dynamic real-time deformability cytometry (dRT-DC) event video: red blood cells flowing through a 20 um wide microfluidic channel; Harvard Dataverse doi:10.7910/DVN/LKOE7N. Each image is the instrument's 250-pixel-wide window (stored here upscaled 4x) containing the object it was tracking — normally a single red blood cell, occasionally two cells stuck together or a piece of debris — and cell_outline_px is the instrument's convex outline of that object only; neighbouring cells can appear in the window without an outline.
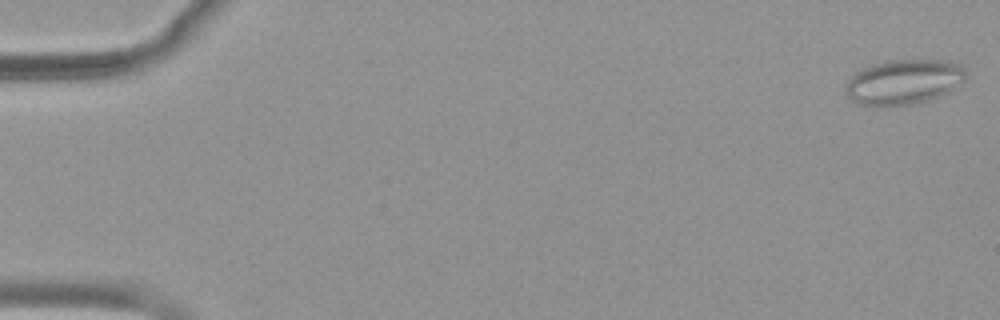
{"species": "common noctule bat (a hibernating species)", "species_latin": "Nyctalus noctula", "temperature_condition": "warm", "stored_images_in_passage": 54, "camera_frame_rate_fps": 3000, "um_per_image_px": 0.085, "animal": {"sex": "female", "body_mass_g": 19.9}, "frame": {"image": 1, "passage_image": 1, "time_ms": 0.0, "image_size_px": [1000, 320], "cell_outline_px": [[964, 80], [948, 92], [940, 96], [928, 100], [888, 108], [872, 108], [860, 104], [852, 100], [844, 92], [844, 88], [848, 80], [856, 72], [872, 64], [888, 60], [948, 60], [964, 68]], "centroid_in_image_um": [76.75, 6.99], "position_along_channel_um": 8.3, "area_um2": 31.79}}
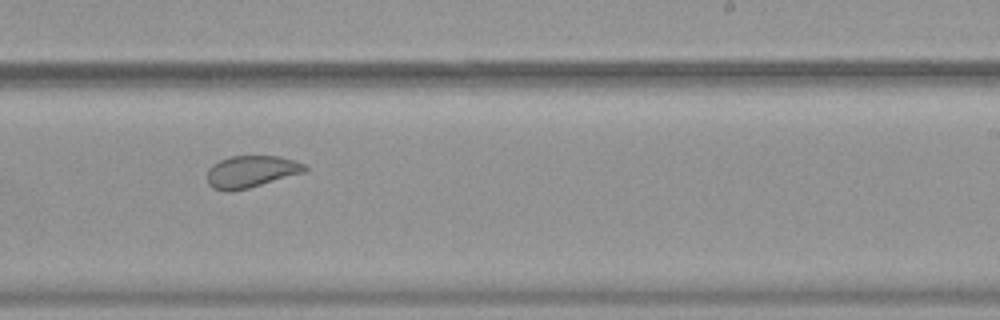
{"frame": {"image": 2, "passage_image": 34, "time_ms": 11.0, "image_size_px": [1000, 320], "cell_outline_px": [[308, 168], [304, 172], [248, 188], [232, 192], [224, 192], [212, 188], [208, 184], [208, 168], [212, 164], [220, 160], [232, 156], [280, 156], [304, 164]], "centroid_in_image_um": [21.3, 14.6], "position_along_channel_um": 267.7, "area_um2": 18.15}}
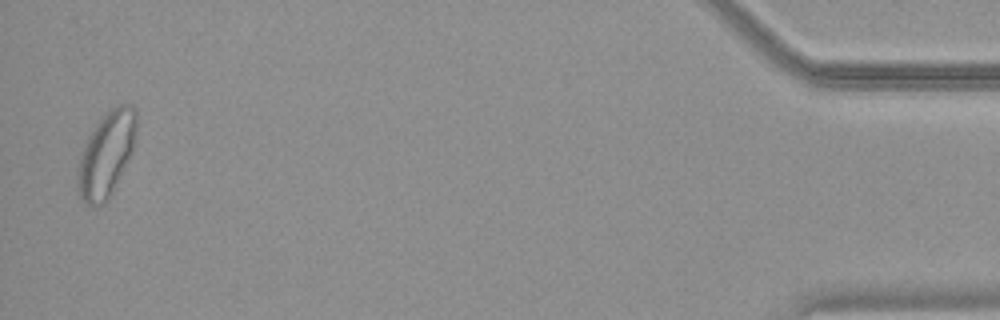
{"frame": {"image": 3, "passage_image": 53, "time_ms": 17.333, "image_size_px": [1000, 320], "cell_outline_px": [[136, 140], [132, 152], [108, 200], [104, 204], [92, 208], [84, 204], [76, 188], [76, 168], [84, 144], [88, 136], [104, 112], [120, 104], [132, 104], [136, 108]], "centroid_in_image_um": [9.01, 13.14], "position_along_channel_um": 426.2, "area_um2": 29.71}, "authors_computed_cell_mechanics": {"area_um2": 24.3627, "velocity_mm_per_s": 3.7801, "shape_relaxation_time_tau1_ms": null, "shape_relaxation_time_tau2_ms": 1.0052, "deformation_change_tau1": null, "deformation_change_tau2": 0.0651}}